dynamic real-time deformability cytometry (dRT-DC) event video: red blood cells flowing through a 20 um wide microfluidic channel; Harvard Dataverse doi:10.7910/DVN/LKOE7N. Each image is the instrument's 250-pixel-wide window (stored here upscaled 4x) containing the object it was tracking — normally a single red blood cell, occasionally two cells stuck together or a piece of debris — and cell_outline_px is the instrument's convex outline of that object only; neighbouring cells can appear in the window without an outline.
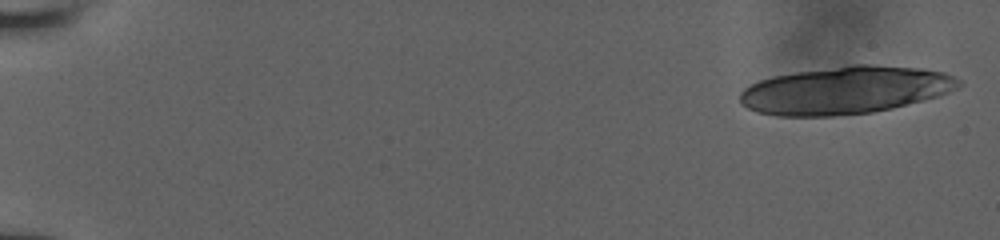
{"species": "human", "species_latin": "Homo sapiens", "temperature_condition": "room temperature", "stored_images_in_passage": 11, "camera_frame_rate_fps": 3000, "um_per_image_px": 0.085, "donor": {"sex": "male"}, "frame": {"image": 1, "passage_image": 1, "time_ms": 0.0, "image_size_px": [1000, 240], "cell_outline_px": [[964, 84], [948, 92], [924, 100], [892, 108], [872, 112], [832, 116], [776, 116], [756, 112], [740, 104], [740, 92], [744, 88], [760, 80], [772, 76], [796, 72], [848, 64], [872, 64], [920, 68], [944, 72], [960, 80]], "centroid_in_image_um": [71.83, 7.66], "position_along_channel_um": 13.2, "area_um2": 60.86}}